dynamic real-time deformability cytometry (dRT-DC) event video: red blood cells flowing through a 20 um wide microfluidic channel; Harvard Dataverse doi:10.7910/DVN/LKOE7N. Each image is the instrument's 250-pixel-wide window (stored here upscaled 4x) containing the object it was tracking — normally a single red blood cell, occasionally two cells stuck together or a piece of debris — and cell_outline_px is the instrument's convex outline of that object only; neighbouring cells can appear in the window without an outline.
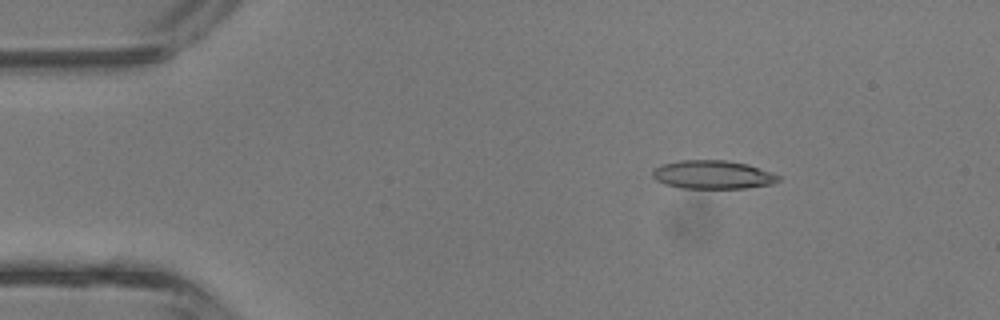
{"species": "common noctule bat (a hibernating species)", "species_latin": "Nyctalus noctula", "temperature_condition": "room temperature", "stored_images_in_passage": 10, "camera_frame_rate_fps": 3000, "um_per_image_px": 0.085, "animal": {"sex": "male", "body_mass_g": 13.3}, "frame": {"image": 1, "passage_image": 5, "time_ms": 1.333, "image_size_px": [1000, 320], "cell_outline_px": [[780, 180], [772, 184], [744, 188], [680, 188], [664, 184], [656, 180], [652, 176], [652, 172], [656, 168], [664, 164], [680, 160], [724, 160], [748, 164], [780, 176]], "centroid_in_image_um": [60.57, 14.85], "position_along_channel_um": 24.4, "area_um2": 20.75}}